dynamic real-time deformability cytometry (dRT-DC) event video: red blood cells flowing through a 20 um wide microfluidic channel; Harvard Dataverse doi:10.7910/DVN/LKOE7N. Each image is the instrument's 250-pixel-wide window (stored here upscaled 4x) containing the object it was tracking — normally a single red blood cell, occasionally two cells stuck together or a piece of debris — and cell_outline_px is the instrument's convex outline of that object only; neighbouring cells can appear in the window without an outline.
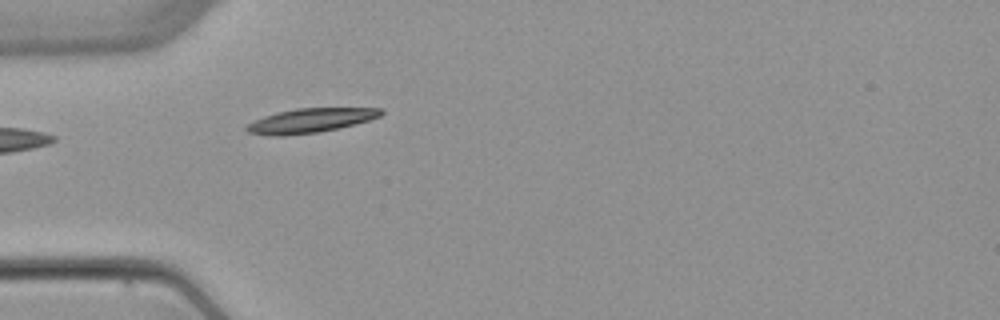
{"species": "common noctule bat (a hibernating species)", "species_latin": "Nyctalus noctula", "temperature_condition": "warm", "stored_images_in_passage": 3, "camera_frame_rate_fps": 3000, "um_per_image_px": 0.085, "animal": {"sex": "female", "body_mass_g": 22.7, "forearm_length_mm": 54.2}, "frame": {"image": 1, "passage_image": 3, "time_ms": 3.333, "image_size_px": [1000, 320], "cell_outline_px": [[384, 112], [380, 116], [368, 120], [336, 128], [316, 132], [284, 136], [276, 136], [248, 132], [244, 128], [248, 124], [264, 116], [276, 112], [296, 108], [384, 108]], "centroid_in_image_um": [26.37, 10.23], "position_along_channel_um": 58.6, "area_um2": 18.73}}